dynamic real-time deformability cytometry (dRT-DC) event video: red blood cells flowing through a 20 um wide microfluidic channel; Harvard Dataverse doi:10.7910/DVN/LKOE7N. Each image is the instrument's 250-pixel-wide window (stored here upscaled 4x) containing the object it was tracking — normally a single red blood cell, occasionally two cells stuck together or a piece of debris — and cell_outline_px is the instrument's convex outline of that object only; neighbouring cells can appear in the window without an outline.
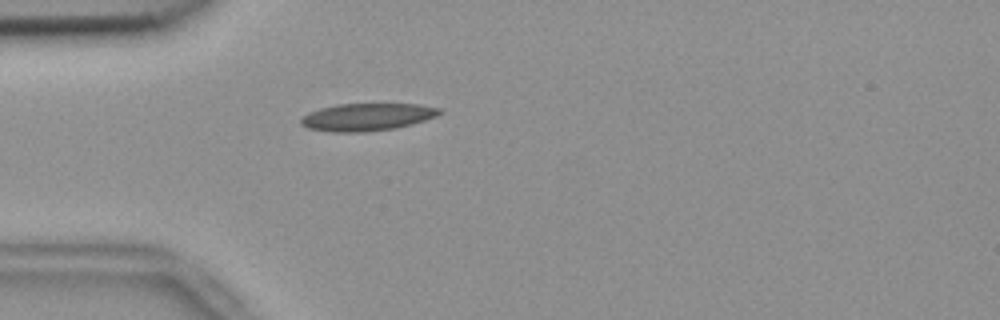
{"species": "common noctule bat (a hibernating species)", "species_latin": "Nyctalus noctula", "temperature_condition": "room temperature", "stored_images_in_passage": 46, "camera_frame_rate_fps": 3000, "um_per_image_px": 0.085, "animal": {"sex": "female", "body_mass_g": 18.4}, "frame": {"image": 1, "passage_image": 7, "time_ms": 2.0, "image_size_px": [1000, 320], "cell_outline_px": [[444, 112], [436, 116], [412, 124], [396, 128], [364, 132], [332, 132], [308, 128], [300, 124], [300, 120], [308, 112], [320, 108], [336, 104], [420, 104], [440, 108]], "centroid_in_image_um": [31.2, 9.94], "position_along_channel_um": 53.8, "area_um2": 22.25}}
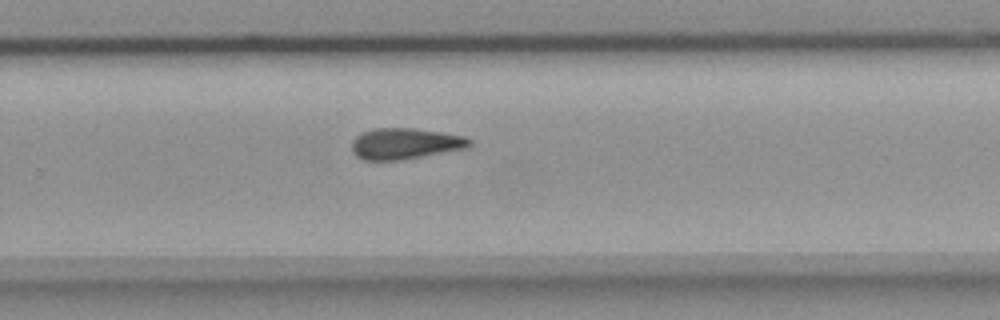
{"frame": {"image": 2, "passage_image": 27, "time_ms": 8.667, "image_size_px": [1000, 320], "cell_outline_px": [[472, 144], [468, 148], [400, 160], [364, 160], [356, 156], [352, 152], [352, 140], [356, 136], [364, 132], [376, 128], [412, 128], [440, 132], [464, 136], [472, 140]], "centroid_in_image_um": [34.44, 12.21], "position_along_channel_um": 295.4, "area_um2": 21.27}}
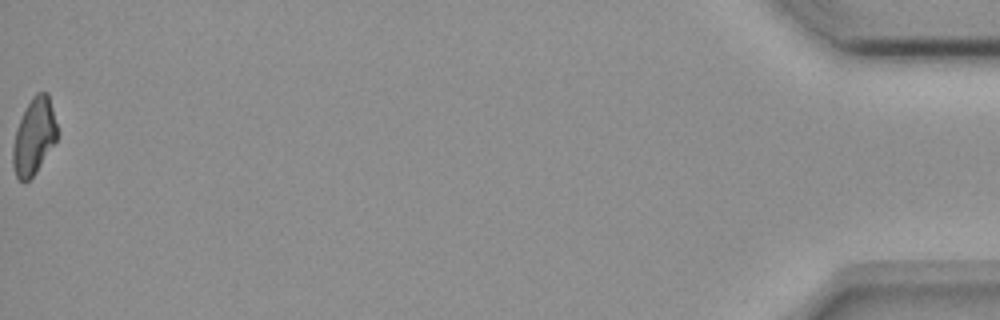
{"frame": {"image": 3, "passage_image": 46, "time_ms": 15.0, "image_size_px": [1000, 320], "cell_outline_px": [[56, 140], [36, 172], [28, 180], [20, 180], [16, 176], [12, 164], [12, 148], [16, 128], [32, 96], [36, 92], [48, 92], [56, 124]], "centroid_in_image_um": [2.87, 11.59], "position_along_channel_um": 432.3, "area_um2": 19.31}, "authors_computed_cell_mechanics": {"area_um2": 21.3571, "velocity_mm_per_s": 3.74, "shape_relaxation_time_tau1_ms": null, "shape_relaxation_time_tau2_ms": 9.5479, "deformation_change_tau1": null, "deformation_change_tau2": 0.1923}}